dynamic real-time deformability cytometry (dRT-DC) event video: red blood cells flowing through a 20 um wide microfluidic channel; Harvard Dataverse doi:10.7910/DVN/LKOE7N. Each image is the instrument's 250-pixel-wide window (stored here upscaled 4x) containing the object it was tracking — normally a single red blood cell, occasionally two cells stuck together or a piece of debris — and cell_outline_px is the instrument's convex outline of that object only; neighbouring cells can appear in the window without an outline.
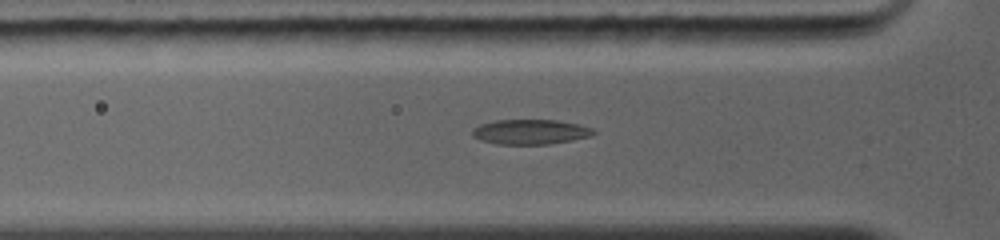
{"species": "common noctule bat (a hibernating species)", "species_latin": "Nyctalus noctula", "temperature_condition": "warm", "stored_images_in_passage": 30, "camera_frame_rate_fps": 5000, "um_per_image_px": 0.085, "animal": {"sex": "female", "body_mass_g": 19.0, "forearm_length_mm": 56.7}, "frame": {"image": 1, "passage_image": 6, "time_ms": 2.4, "image_size_px": [1000, 240], "cell_outline_px": [[596, 132], [588, 136], [572, 140], [548, 144], [496, 144], [480, 140], [472, 136], [472, 128], [480, 124], [496, 120], [556, 120], [580, 124], [592, 128]], "centroid_in_image_um": [45.04, 11.2], "position_along_channel_um": 80.8, "area_um2": 17.57}}
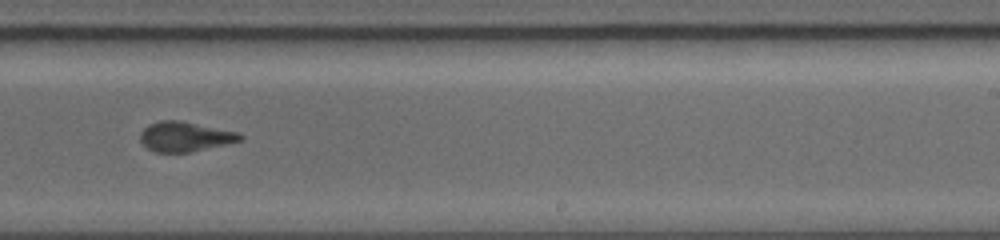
{"frame": {"image": 2, "passage_image": 15, "time_ms": 6.8, "image_size_px": [1000, 240], "cell_outline_px": [[244, 140], [188, 152], [156, 152], [148, 148], [140, 140], [140, 132], [148, 124], [160, 120], [180, 120], [240, 132], [244, 136]], "centroid_in_image_um": [15.75, 11.59], "position_along_channel_um": 273.3, "area_um2": 17.4}}
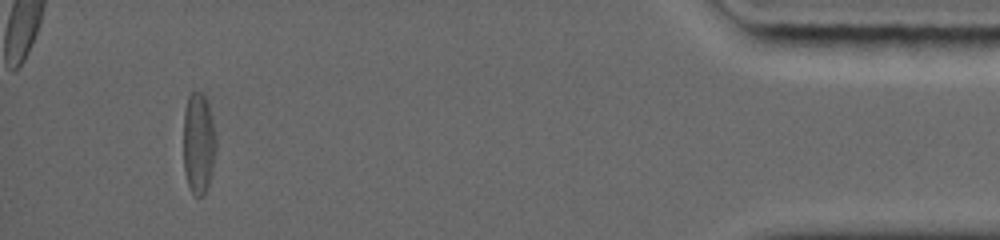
{"frame": {"image": 3, "passage_image": 26, "time_ms": 12.0, "image_size_px": [1000, 240], "cell_outline_px": [[216, 152], [212, 172], [204, 196], [196, 196], [192, 192], [188, 184], [184, 172], [184, 112], [188, 96], [192, 92], [200, 92], [208, 100], [216, 140]], "centroid_in_image_um": [16.88, 12.18], "position_along_channel_um": 418.3, "area_um2": 19.31}, "authors_computed_cell_mechanics": {"area_um2": 17.8024, "velocity_mm_per_s": 4.3741, "shape_relaxation_time_tau1_ms": 7.158, "shape_relaxation_time_tau2_ms": 1.87, "deformation_change_tau1": 0.2372, "deformation_change_tau2": 0.0883}}